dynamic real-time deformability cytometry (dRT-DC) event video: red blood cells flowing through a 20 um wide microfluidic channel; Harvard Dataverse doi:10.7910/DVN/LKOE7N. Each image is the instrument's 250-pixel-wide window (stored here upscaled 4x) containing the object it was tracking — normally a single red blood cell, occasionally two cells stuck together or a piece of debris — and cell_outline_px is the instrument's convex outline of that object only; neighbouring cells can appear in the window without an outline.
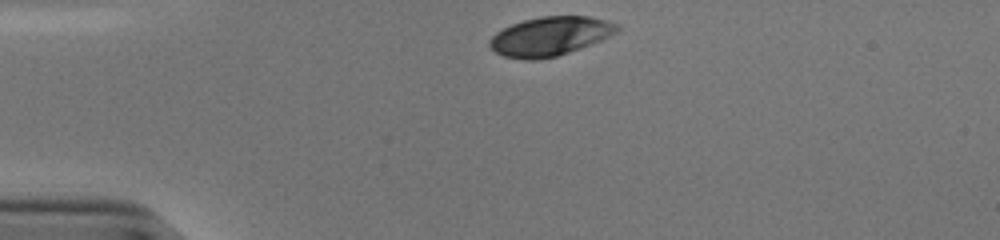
{"species": "human", "species_latin": "Homo sapiens", "temperature_condition": "cold", "stored_images_in_passage": 31, "camera_frame_rate_fps": 3000, "um_per_image_px": 0.085, "donor": {"sex": "male"}, "frame": {"image": 1, "passage_image": 1, "time_ms": 0.0, "image_size_px": [1000, 240], "cell_outline_px": [[620, 32], [580, 48], [556, 56], [536, 60], [524, 60], [504, 56], [496, 52], [488, 44], [488, 40], [496, 32], [512, 24], [524, 20], [540, 16], [588, 16], [608, 20], [620, 24]], "centroid_in_image_um": [46.78, 3.07], "position_along_channel_um": 38.2, "area_um2": 29.07}}
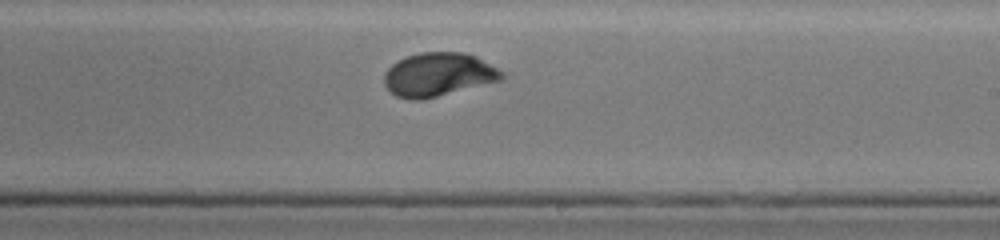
{"frame": {"image": 2, "passage_image": 21, "time_ms": 6.667, "image_size_px": [1000, 240], "cell_outline_px": [[504, 80], [420, 100], [412, 100], [396, 96], [384, 84], [384, 72], [396, 60], [420, 52], [460, 52], [476, 56], [504, 72]], "centroid_in_image_um": [37.26, 6.33], "position_along_channel_um": 251.7, "area_um2": 29.88}}
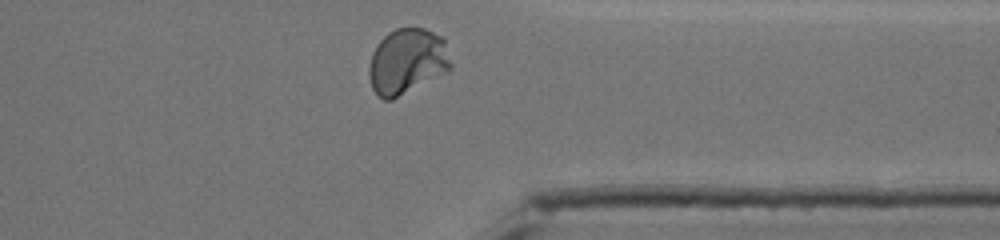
{"frame": {"image": 3, "passage_image": 31, "time_ms": 10.0, "image_size_px": [1000, 240], "cell_outline_px": [[452, 68], [392, 100], [384, 100], [376, 96], [372, 88], [368, 76], [368, 68], [372, 52], [376, 44], [388, 32], [396, 28], [424, 28], [444, 36], [452, 64]], "centroid_in_image_um": [34.58, 5.2], "position_along_channel_um": 376.8, "area_um2": 31.56}, "authors_computed_cell_mechanics": {"area_um2": 29.6514, "velocity_mm_per_s": 3.8311, "shape_relaxation_time_tau1_ms": 3.3349, "shape_relaxation_time_tau2_ms": null, "deformation_change_tau1": 0.1576, "deformation_change_tau2": null}}